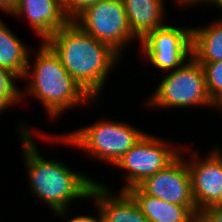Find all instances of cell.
<instances>
[{
  "instance_id": "ffe728a7",
  "label": "cell",
  "mask_w": 222,
  "mask_h": 222,
  "mask_svg": "<svg viewBox=\"0 0 222 222\" xmlns=\"http://www.w3.org/2000/svg\"><path fill=\"white\" fill-rule=\"evenodd\" d=\"M203 222H222V205L207 207L197 212Z\"/></svg>"
},
{
  "instance_id": "5b68a950",
  "label": "cell",
  "mask_w": 222,
  "mask_h": 222,
  "mask_svg": "<svg viewBox=\"0 0 222 222\" xmlns=\"http://www.w3.org/2000/svg\"><path fill=\"white\" fill-rule=\"evenodd\" d=\"M146 100V106L168 109L212 105L206 88L204 69L193 56L177 69L167 72L155 92Z\"/></svg>"
},
{
  "instance_id": "ba28073f",
  "label": "cell",
  "mask_w": 222,
  "mask_h": 222,
  "mask_svg": "<svg viewBox=\"0 0 222 222\" xmlns=\"http://www.w3.org/2000/svg\"><path fill=\"white\" fill-rule=\"evenodd\" d=\"M183 27L166 24L148 33L139 42L144 58L164 73L180 67L192 56V28Z\"/></svg>"
},
{
  "instance_id": "7c38bea8",
  "label": "cell",
  "mask_w": 222,
  "mask_h": 222,
  "mask_svg": "<svg viewBox=\"0 0 222 222\" xmlns=\"http://www.w3.org/2000/svg\"><path fill=\"white\" fill-rule=\"evenodd\" d=\"M109 187L95 182L89 199L99 209L101 222H149L136 200L128 191L113 192Z\"/></svg>"
},
{
  "instance_id": "8992f818",
  "label": "cell",
  "mask_w": 222,
  "mask_h": 222,
  "mask_svg": "<svg viewBox=\"0 0 222 222\" xmlns=\"http://www.w3.org/2000/svg\"><path fill=\"white\" fill-rule=\"evenodd\" d=\"M72 21L98 41L110 45L120 55L126 45L140 42L130 30L122 0H98Z\"/></svg>"
},
{
  "instance_id": "30bf717a",
  "label": "cell",
  "mask_w": 222,
  "mask_h": 222,
  "mask_svg": "<svg viewBox=\"0 0 222 222\" xmlns=\"http://www.w3.org/2000/svg\"><path fill=\"white\" fill-rule=\"evenodd\" d=\"M222 151L218 148L201 158L198 151L191 154L189 167L194 204L198 211L222 205ZM200 157V158H199ZM193 158V159H192Z\"/></svg>"
},
{
  "instance_id": "9c48e42d",
  "label": "cell",
  "mask_w": 222,
  "mask_h": 222,
  "mask_svg": "<svg viewBox=\"0 0 222 222\" xmlns=\"http://www.w3.org/2000/svg\"><path fill=\"white\" fill-rule=\"evenodd\" d=\"M138 187L151 197L186 206L194 215H197L189 167L182 153L164 169L146 178Z\"/></svg>"
},
{
  "instance_id": "7a4b0ae2",
  "label": "cell",
  "mask_w": 222,
  "mask_h": 222,
  "mask_svg": "<svg viewBox=\"0 0 222 222\" xmlns=\"http://www.w3.org/2000/svg\"><path fill=\"white\" fill-rule=\"evenodd\" d=\"M46 43L79 85L97 100L109 73L122 57L110 45L98 41L70 20Z\"/></svg>"
},
{
  "instance_id": "e0dca14e",
  "label": "cell",
  "mask_w": 222,
  "mask_h": 222,
  "mask_svg": "<svg viewBox=\"0 0 222 222\" xmlns=\"http://www.w3.org/2000/svg\"><path fill=\"white\" fill-rule=\"evenodd\" d=\"M15 73L0 67V112L22 101V90L16 85ZM18 87V88H17Z\"/></svg>"
},
{
  "instance_id": "277c9868",
  "label": "cell",
  "mask_w": 222,
  "mask_h": 222,
  "mask_svg": "<svg viewBox=\"0 0 222 222\" xmlns=\"http://www.w3.org/2000/svg\"><path fill=\"white\" fill-rule=\"evenodd\" d=\"M37 133L39 138L71 144L72 147L86 151L91 158L115 165L147 132L126 122L103 118L68 134L55 135L56 137L45 132L43 134L37 131Z\"/></svg>"
},
{
  "instance_id": "4fadbf2b",
  "label": "cell",
  "mask_w": 222,
  "mask_h": 222,
  "mask_svg": "<svg viewBox=\"0 0 222 222\" xmlns=\"http://www.w3.org/2000/svg\"><path fill=\"white\" fill-rule=\"evenodd\" d=\"M132 34L141 41L148 33L165 25L164 0H122Z\"/></svg>"
},
{
  "instance_id": "7402d4cb",
  "label": "cell",
  "mask_w": 222,
  "mask_h": 222,
  "mask_svg": "<svg viewBox=\"0 0 222 222\" xmlns=\"http://www.w3.org/2000/svg\"><path fill=\"white\" fill-rule=\"evenodd\" d=\"M18 0H0V9L7 14L12 15L16 10Z\"/></svg>"
},
{
  "instance_id": "8fae6325",
  "label": "cell",
  "mask_w": 222,
  "mask_h": 222,
  "mask_svg": "<svg viewBox=\"0 0 222 222\" xmlns=\"http://www.w3.org/2000/svg\"><path fill=\"white\" fill-rule=\"evenodd\" d=\"M11 16L27 19L43 42L70 21L61 0H18Z\"/></svg>"
},
{
  "instance_id": "484cf974",
  "label": "cell",
  "mask_w": 222,
  "mask_h": 222,
  "mask_svg": "<svg viewBox=\"0 0 222 222\" xmlns=\"http://www.w3.org/2000/svg\"><path fill=\"white\" fill-rule=\"evenodd\" d=\"M188 222H203L201 218L198 215H195L192 219H190Z\"/></svg>"
},
{
  "instance_id": "6da1fadb",
  "label": "cell",
  "mask_w": 222,
  "mask_h": 222,
  "mask_svg": "<svg viewBox=\"0 0 222 222\" xmlns=\"http://www.w3.org/2000/svg\"><path fill=\"white\" fill-rule=\"evenodd\" d=\"M20 124L18 129L22 159L27 167L31 192L49 206L56 216L67 218L71 202L78 198L89 199L91 188L96 181L80 171L75 172L63 162L44 159L36 147L34 133L30 132L25 123Z\"/></svg>"
},
{
  "instance_id": "d4e9b609",
  "label": "cell",
  "mask_w": 222,
  "mask_h": 222,
  "mask_svg": "<svg viewBox=\"0 0 222 222\" xmlns=\"http://www.w3.org/2000/svg\"><path fill=\"white\" fill-rule=\"evenodd\" d=\"M212 6H213V7L216 6V7L220 8V9H222V0H214Z\"/></svg>"
},
{
  "instance_id": "44dd1931",
  "label": "cell",
  "mask_w": 222,
  "mask_h": 222,
  "mask_svg": "<svg viewBox=\"0 0 222 222\" xmlns=\"http://www.w3.org/2000/svg\"><path fill=\"white\" fill-rule=\"evenodd\" d=\"M94 206H95V209L98 213L96 217L91 216V215L89 216L88 214L87 215L80 214V215L74 216V218L71 217L67 222H101L100 215H99V209L96 204Z\"/></svg>"
},
{
  "instance_id": "5bb4252c",
  "label": "cell",
  "mask_w": 222,
  "mask_h": 222,
  "mask_svg": "<svg viewBox=\"0 0 222 222\" xmlns=\"http://www.w3.org/2000/svg\"><path fill=\"white\" fill-rule=\"evenodd\" d=\"M128 192L136 200L149 222H188L195 216L186 206L151 197L138 186L131 187Z\"/></svg>"
},
{
  "instance_id": "d6986e66",
  "label": "cell",
  "mask_w": 222,
  "mask_h": 222,
  "mask_svg": "<svg viewBox=\"0 0 222 222\" xmlns=\"http://www.w3.org/2000/svg\"><path fill=\"white\" fill-rule=\"evenodd\" d=\"M97 1L98 0H61V3L67 17L73 20L84 9Z\"/></svg>"
},
{
  "instance_id": "9a60e30c",
  "label": "cell",
  "mask_w": 222,
  "mask_h": 222,
  "mask_svg": "<svg viewBox=\"0 0 222 222\" xmlns=\"http://www.w3.org/2000/svg\"><path fill=\"white\" fill-rule=\"evenodd\" d=\"M0 19V67L15 73L19 79L28 65L30 48Z\"/></svg>"
},
{
  "instance_id": "cb8c5ba5",
  "label": "cell",
  "mask_w": 222,
  "mask_h": 222,
  "mask_svg": "<svg viewBox=\"0 0 222 222\" xmlns=\"http://www.w3.org/2000/svg\"><path fill=\"white\" fill-rule=\"evenodd\" d=\"M211 107L222 110V92H220L213 100Z\"/></svg>"
},
{
  "instance_id": "ac0fdd59",
  "label": "cell",
  "mask_w": 222,
  "mask_h": 222,
  "mask_svg": "<svg viewBox=\"0 0 222 222\" xmlns=\"http://www.w3.org/2000/svg\"><path fill=\"white\" fill-rule=\"evenodd\" d=\"M199 63L204 69L207 92L211 100H213L222 92V60Z\"/></svg>"
},
{
  "instance_id": "603a6c76",
  "label": "cell",
  "mask_w": 222,
  "mask_h": 222,
  "mask_svg": "<svg viewBox=\"0 0 222 222\" xmlns=\"http://www.w3.org/2000/svg\"><path fill=\"white\" fill-rule=\"evenodd\" d=\"M176 1V3L178 4V6H185V7H187L188 5L189 6H193V5H197V4H201V3H203V5L204 4H207V5H210L211 7H212V5H213V2H214V0H175Z\"/></svg>"
},
{
  "instance_id": "3957f363",
  "label": "cell",
  "mask_w": 222,
  "mask_h": 222,
  "mask_svg": "<svg viewBox=\"0 0 222 222\" xmlns=\"http://www.w3.org/2000/svg\"><path fill=\"white\" fill-rule=\"evenodd\" d=\"M41 43L32 65L29 56L23 78L30 82L24 86L22 100L26 94L37 98L54 120L75 106L97 102L68 73L54 50L46 42Z\"/></svg>"
},
{
  "instance_id": "2e32d148",
  "label": "cell",
  "mask_w": 222,
  "mask_h": 222,
  "mask_svg": "<svg viewBox=\"0 0 222 222\" xmlns=\"http://www.w3.org/2000/svg\"><path fill=\"white\" fill-rule=\"evenodd\" d=\"M192 56L198 62L222 60V19L205 27H192Z\"/></svg>"
},
{
  "instance_id": "52a82bcc",
  "label": "cell",
  "mask_w": 222,
  "mask_h": 222,
  "mask_svg": "<svg viewBox=\"0 0 222 222\" xmlns=\"http://www.w3.org/2000/svg\"><path fill=\"white\" fill-rule=\"evenodd\" d=\"M169 142L146 133L114 165L125 170V185L121 191L140 185L146 178L170 164L182 150L169 146Z\"/></svg>"
}]
</instances>
